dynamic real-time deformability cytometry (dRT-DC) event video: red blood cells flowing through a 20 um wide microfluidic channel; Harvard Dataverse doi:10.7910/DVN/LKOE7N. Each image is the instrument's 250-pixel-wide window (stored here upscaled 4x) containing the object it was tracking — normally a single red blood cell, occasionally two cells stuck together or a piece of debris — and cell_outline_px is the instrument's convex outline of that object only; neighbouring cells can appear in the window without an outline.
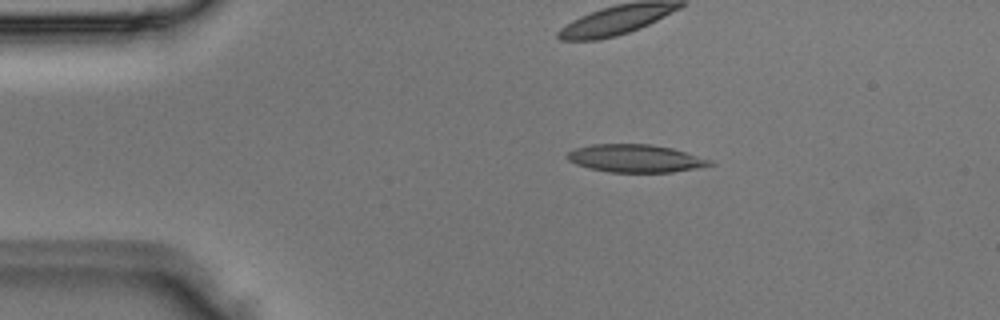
{"species": "Egyptian fruit bat (a non-hibernating species)", "species_latin": "Rousettus aegyptiacus", "temperature_condition": "room temperature", "stored_images_in_passage": 3, "camera_frame_rate_fps": 3000, "um_per_image_px": 0.085, "animal": {"sex": "male"}, "frame": {"image": 1, "passage_image": 2, "time_ms": 0.333, "image_size_px": [1000, 320], "cell_outline_px": [[716, 164], [696, 168], [672, 172], [608, 172], [588, 168], [576, 164], [568, 160], [564, 156], [568, 152], [576, 148], [592, 144], [648, 144], [672, 148], [712, 160]], "centroid_in_image_um": [53.99, 13.46], "position_along_channel_um": 31.0, "area_um2": 23.12}}